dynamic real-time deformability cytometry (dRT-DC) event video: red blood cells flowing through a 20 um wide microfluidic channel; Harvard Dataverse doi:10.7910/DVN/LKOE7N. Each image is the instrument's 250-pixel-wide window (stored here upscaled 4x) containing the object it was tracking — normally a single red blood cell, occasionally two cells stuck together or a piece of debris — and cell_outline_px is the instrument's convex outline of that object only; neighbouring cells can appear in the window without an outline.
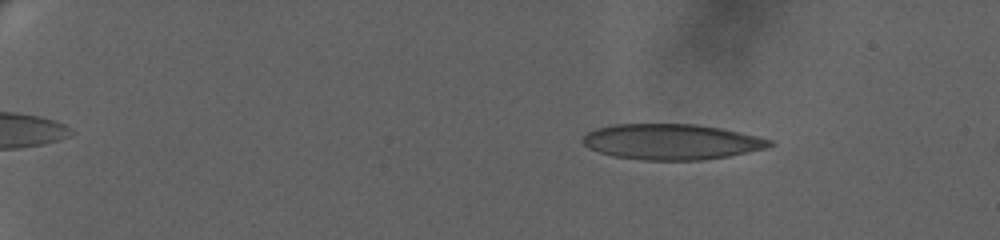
{"species": "human", "species_latin": "Homo sapiens", "temperature_condition": "warm", "stored_images_in_passage": 66, "camera_frame_rate_fps": 3000, "um_per_image_px": 0.085, "donor": {"sex": "female"}, "frame": {"image": 1, "passage_image": 11, "time_ms": 3.333, "image_size_px": [1000, 240], "cell_outline_px": [[776, 144], [768, 148], [728, 156], [700, 160], [644, 160], [612, 156], [588, 148], [580, 140], [588, 132], [596, 128], [616, 124], [696, 124], [720, 128], [756, 136], [772, 140]], "centroid_in_image_um": [57.07, 12.05], "position_along_channel_um": 27.9, "area_um2": 38.78}}
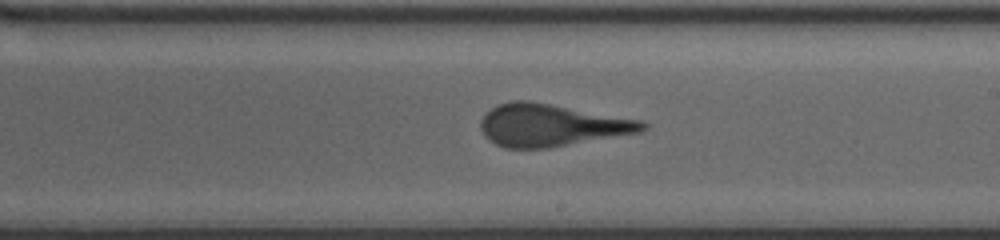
{"frame": {"image": 2, "passage_image": 43, "time_ms": 14.0, "image_size_px": [1000, 240], "cell_outline_px": [[648, 128], [640, 132], [548, 148], [504, 148], [488, 140], [484, 136], [480, 128], [480, 120], [484, 112], [496, 104], [512, 100], [532, 100], [644, 120], [648, 124]], "centroid_in_image_um": [46.84, 10.62], "position_along_channel_um": 242.2, "area_um2": 40.58}}
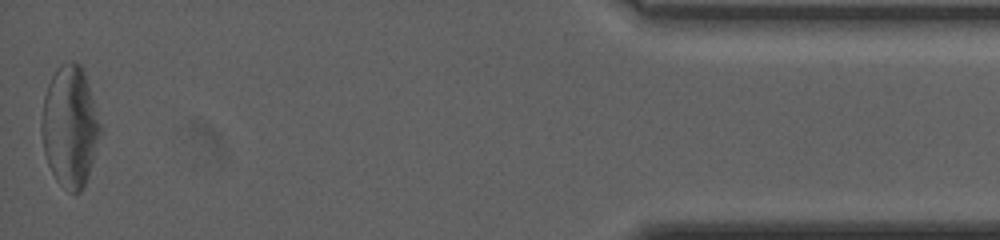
{"frame": {"image": 3, "passage_image": 66, "time_ms": 21.667, "image_size_px": [1000, 240], "cell_outline_px": [[104, 132], [88, 176], [80, 192], [68, 192], [56, 180], [48, 164], [44, 152], [40, 132], [40, 124], [44, 96], [48, 84], [56, 68], [60, 64], [68, 60], [72, 60], [80, 64], [84, 72], [104, 128]], "centroid_in_image_um": [5.97, 10.74], "position_along_channel_um": 429.2, "area_um2": 42.43}, "authors_computed_cell_mechanics": {"area_um2": 39.8242, "velocity_mm_per_s": 3.2617, "shape_relaxation_time_tau1_ms": 8.8826, "shape_relaxation_time_tau2_ms": 1.0578, "deformation_change_tau1": 0.2424, "deformation_change_tau2": 0.1233}}